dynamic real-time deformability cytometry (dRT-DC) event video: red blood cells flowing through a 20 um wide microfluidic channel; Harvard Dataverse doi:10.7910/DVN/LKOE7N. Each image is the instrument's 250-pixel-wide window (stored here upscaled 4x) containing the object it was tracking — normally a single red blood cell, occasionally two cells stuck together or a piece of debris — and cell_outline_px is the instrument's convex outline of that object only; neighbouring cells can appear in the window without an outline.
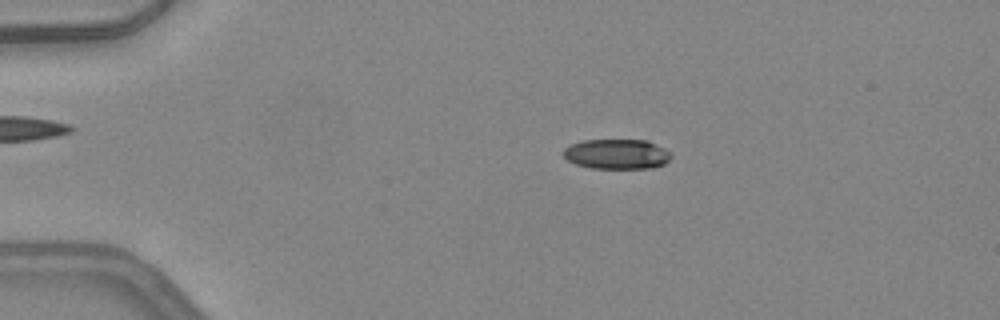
{"species": "common noctule bat (a hibernating species)", "species_latin": "Nyctalus noctula", "temperature_condition": "warm", "stored_images_in_passage": 49, "camera_frame_rate_fps": 3000, "um_per_image_px": 0.085, "animal": {"sex": "female", "body_mass_g": 24.6, "forearm_length_mm": 56.2}, "frame": {"image": 1, "passage_image": 10, "time_ms": 3.0, "image_size_px": [1000, 320], "cell_outline_px": [[672, 156], [664, 164], [652, 168], [592, 168], [576, 164], [568, 160], [564, 156], [564, 148], [568, 144], [584, 140], [648, 140], [664, 148]], "centroid_in_image_um": [52.41, 13.09], "position_along_channel_um": 32.6, "area_um2": 18.79}}
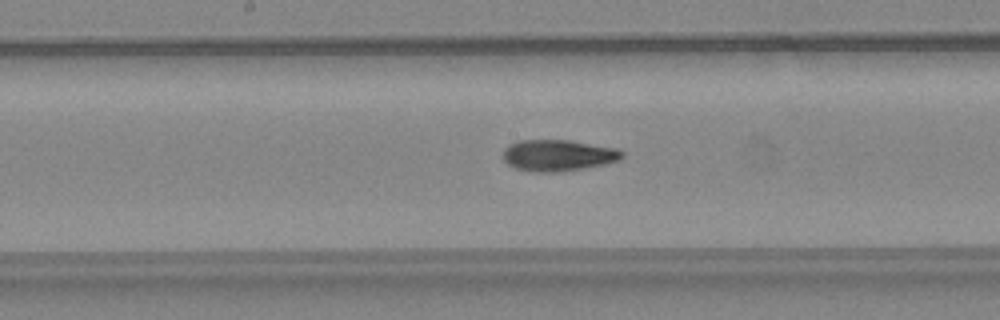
{"frame": {"image": 2, "passage_image": 26, "time_ms": 8.333, "image_size_px": [1000, 320], "cell_outline_px": [[624, 156], [620, 160], [604, 164], [584, 168], [560, 172], [532, 172], [516, 168], [508, 164], [504, 160], [504, 148], [508, 144], [516, 140], [568, 140], [620, 148], [624, 152]], "centroid_in_image_um": [47.46, 13.2], "position_along_channel_um": 200.7, "area_um2": 22.02}}
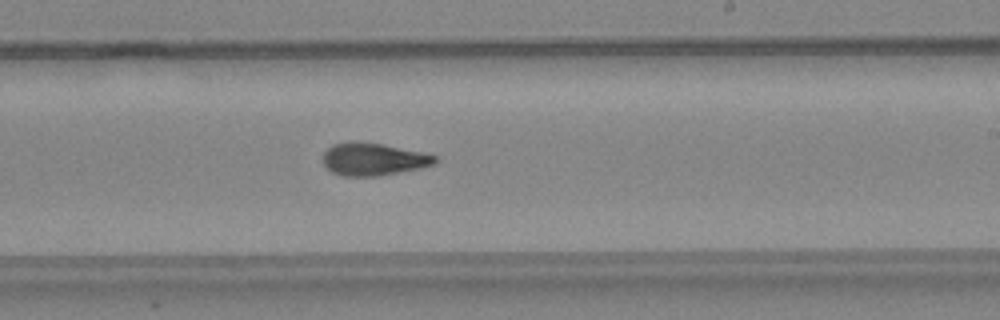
{"frame": {"image": 3, "passage_image": 30, "time_ms": 9.667, "image_size_px": [1000, 320], "cell_outline_px": [[440, 160], [436, 164], [420, 168], [380, 176], [344, 176], [332, 172], [324, 164], [324, 152], [332, 144], [352, 140], [384, 144], [424, 152], [436, 156]], "centroid_in_image_um": [31.77, 13.52], "position_along_channel_um": 257.2, "area_um2": 21.56}, "authors_computed_cell_mechanics": {"area_um2": 20.8658, "velocity_mm_per_s": 4.2474, "shape_relaxation_time_tau1_ms": 5.9194, "shape_relaxation_time_tau2_ms": 2.6698, "deformation_change_tau1": 0.1875, "deformation_change_tau2": 0.1115}}